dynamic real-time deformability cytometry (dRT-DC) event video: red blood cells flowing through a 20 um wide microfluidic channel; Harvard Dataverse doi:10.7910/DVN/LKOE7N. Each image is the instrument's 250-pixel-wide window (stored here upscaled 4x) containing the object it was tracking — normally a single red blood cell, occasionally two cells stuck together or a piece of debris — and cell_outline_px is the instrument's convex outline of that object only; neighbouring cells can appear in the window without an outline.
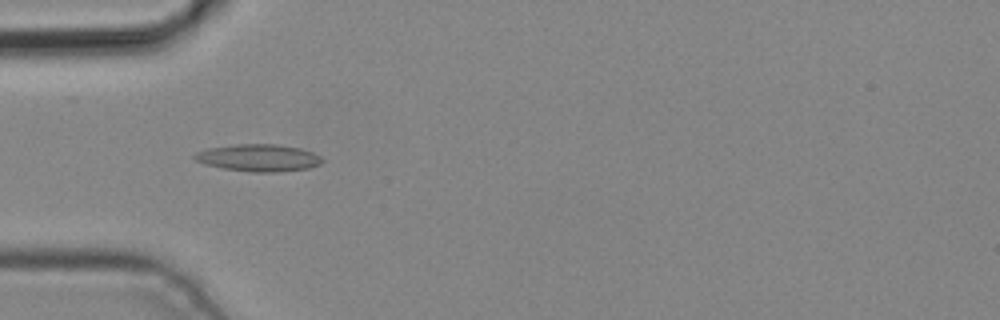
{"species": "common noctule bat (a hibernating species)", "species_latin": "Nyctalus noctula", "temperature_condition": "cold", "stored_images_in_passage": 3, "camera_frame_rate_fps": 3000, "um_per_image_px": 0.085, "animal": {"sex": "male", "body_mass_g": 19.2, "forearm_length_mm": 51.8}, "frame": {"image": 1, "passage_image": 3, "time_ms": 0.667, "image_size_px": [1000, 320], "cell_outline_px": [[324, 160], [320, 164], [308, 168], [276, 172], [252, 172], [224, 168], [204, 164], [196, 160], [192, 156], [196, 152], [208, 148], [236, 144], [276, 144], [300, 148], [312, 152], [320, 156]], "centroid_in_image_um": [21.97, 13.41], "position_along_channel_um": 63.0, "area_um2": 20.11}}